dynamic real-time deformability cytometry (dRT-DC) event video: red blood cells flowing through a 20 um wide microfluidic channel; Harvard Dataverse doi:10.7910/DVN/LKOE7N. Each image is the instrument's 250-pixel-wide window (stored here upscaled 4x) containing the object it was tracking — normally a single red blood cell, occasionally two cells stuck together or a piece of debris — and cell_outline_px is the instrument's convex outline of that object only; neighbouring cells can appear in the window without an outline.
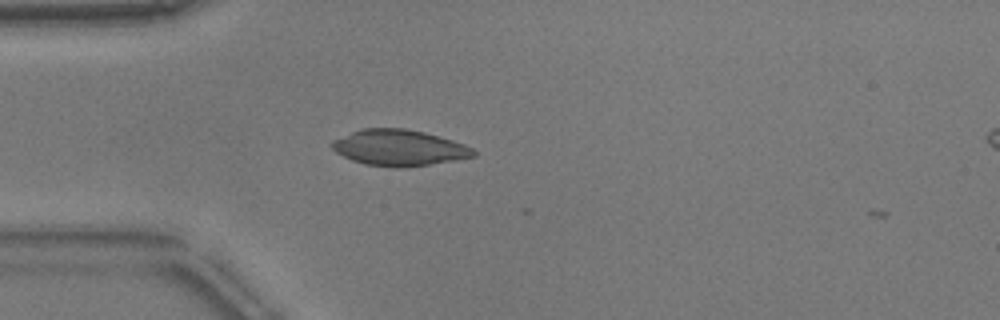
{"species": "common noctule bat (a hibernating species)", "species_latin": "Nyctalus noctula", "temperature_condition": "warm", "stored_images_in_passage": 18, "camera_frame_rate_fps": 3000, "um_per_image_px": 0.085, "animal": {"sex": "male", "body_mass_g": 17.9}, "frame": {"image": 1, "passage_image": 2, "time_ms": 0.333, "image_size_px": [1000, 320], "cell_outline_px": [[476, 156], [404, 168], [396, 168], [364, 164], [352, 160], [336, 152], [328, 144], [332, 140], [360, 128], [404, 128], [424, 132], [452, 140], [464, 144], [472, 148], [476, 152]], "centroid_in_image_um": [33.87, 12.55], "position_along_channel_um": 51.1, "area_um2": 29.71}}